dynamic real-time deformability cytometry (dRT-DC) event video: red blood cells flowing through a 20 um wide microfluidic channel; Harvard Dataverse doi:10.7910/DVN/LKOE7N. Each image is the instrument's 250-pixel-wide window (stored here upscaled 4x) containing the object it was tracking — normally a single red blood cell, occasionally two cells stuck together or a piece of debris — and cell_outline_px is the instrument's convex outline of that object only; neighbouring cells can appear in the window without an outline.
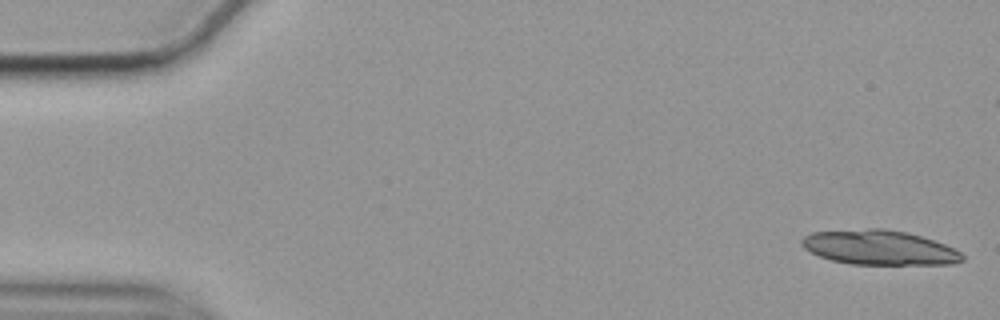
{"species": "common noctule bat (a hibernating species)", "species_latin": "Nyctalus noctula", "temperature_condition": "cold", "stored_images_in_passage": 41, "camera_frame_rate_fps": 3000, "um_per_image_px": 0.085, "animal": {"sex": "female", "body_mass_g": 19.9}, "frame": {"image": 1, "passage_image": 1, "time_ms": 0.0, "image_size_px": [1000, 320], "cell_outline_px": [[964, 260], [952, 264], [852, 264], [832, 260], [820, 256], [804, 248], [800, 244], [800, 240], [804, 236], [812, 232], [868, 228], [884, 228], [904, 232], [920, 236], [944, 244], [960, 252], [964, 256]], "centroid_in_image_um": [74.71, 21.04], "position_along_channel_um": 10.3, "area_um2": 32.19}}